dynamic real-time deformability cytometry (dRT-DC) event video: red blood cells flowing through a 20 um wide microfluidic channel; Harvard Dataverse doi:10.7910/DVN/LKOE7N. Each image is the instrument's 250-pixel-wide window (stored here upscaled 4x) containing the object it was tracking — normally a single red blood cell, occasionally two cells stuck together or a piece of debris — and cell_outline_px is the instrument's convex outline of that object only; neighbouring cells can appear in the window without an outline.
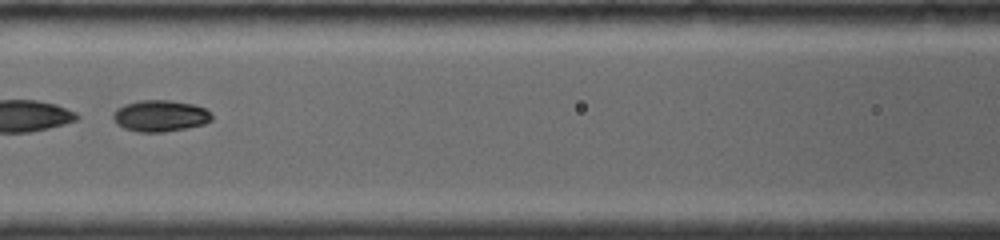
{"species": "common noctule bat (a hibernating species)", "species_latin": "Nyctalus noctula", "temperature_condition": "room temperature", "stored_images_in_passage": 20, "camera_frame_rate_fps": 4000, "um_per_image_px": 0.085, "animal": {"sex": "female", "body_mass_g": 19.0, "forearm_length_mm": 56.7}, "frame": {"image": 1, "passage_image": 4, "time_ms": 2.5, "image_size_px": [1000, 240], "cell_outline_px": [[212, 120], [204, 124], [164, 132], [140, 132], [124, 128], [116, 124], [112, 120], [112, 112], [116, 108], [124, 104], [140, 100], [168, 100], [192, 104], [204, 108], [212, 112]], "centroid_in_image_um": [13.58, 9.84], "position_along_channel_um": 153.0, "area_um2": 18.21}}